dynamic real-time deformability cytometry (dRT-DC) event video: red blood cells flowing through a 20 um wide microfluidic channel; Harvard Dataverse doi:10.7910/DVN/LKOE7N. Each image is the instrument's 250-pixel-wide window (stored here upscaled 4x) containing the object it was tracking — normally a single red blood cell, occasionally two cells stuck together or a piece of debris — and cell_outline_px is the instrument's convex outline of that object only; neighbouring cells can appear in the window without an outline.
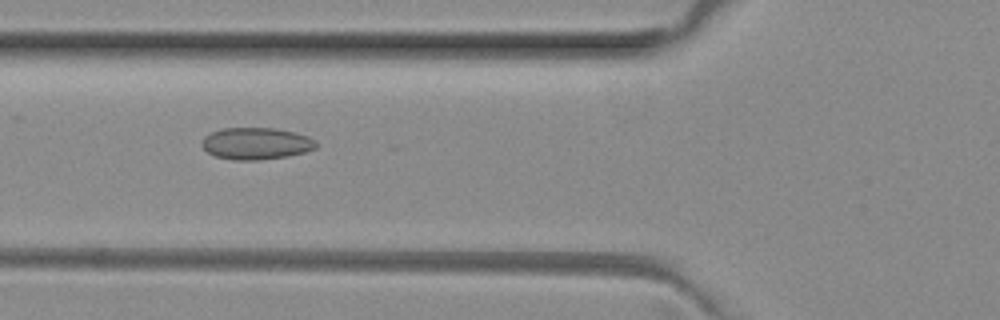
{"species": "common noctule bat (a hibernating species)", "species_latin": "Nyctalus noctula", "temperature_condition": "room temperature", "stored_images_in_passage": 6, "camera_frame_rate_fps": 3000, "um_per_image_px": 0.085, "animal": {"sex": "female", "body_mass_g": 29.2, "forearm_length_mm": 56.3}, "frame": {"image": 1, "passage_image": 5, "time_ms": 1.333, "image_size_px": [1000, 320], "cell_outline_px": [[316, 148], [304, 152], [288, 156], [260, 160], [232, 160], [216, 156], [208, 152], [200, 144], [204, 136], [212, 132], [224, 128], [272, 128], [292, 132], [308, 136], [316, 140]], "centroid_in_image_um": [21.76, 12.2], "position_along_channel_um": 104.0, "area_um2": 21.15}}
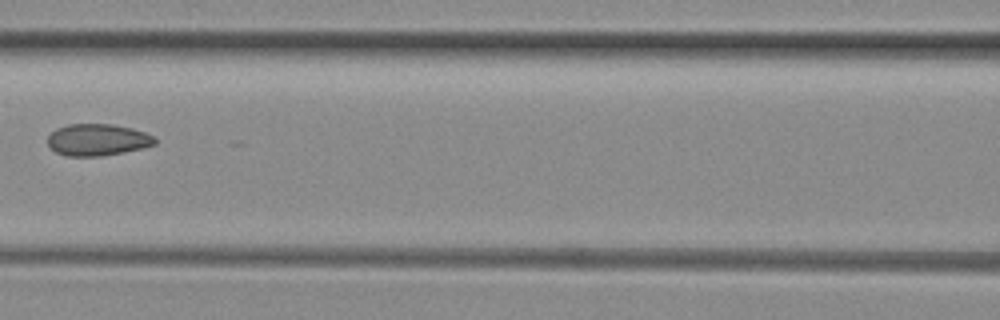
{"frame": {"image": 2, "passage_image": 6, "time_ms": 1.667, "image_size_px": [1000, 320], "cell_outline_px": [[156, 144], [140, 148], [100, 156], [64, 156], [56, 152], [48, 144], [48, 136], [56, 128], [68, 124], [112, 124], [132, 128], [144, 132], [152, 136], [156, 140]], "centroid_in_image_um": [8.25, 11.87], "position_along_channel_um": 158.3, "area_um2": 19.65}}